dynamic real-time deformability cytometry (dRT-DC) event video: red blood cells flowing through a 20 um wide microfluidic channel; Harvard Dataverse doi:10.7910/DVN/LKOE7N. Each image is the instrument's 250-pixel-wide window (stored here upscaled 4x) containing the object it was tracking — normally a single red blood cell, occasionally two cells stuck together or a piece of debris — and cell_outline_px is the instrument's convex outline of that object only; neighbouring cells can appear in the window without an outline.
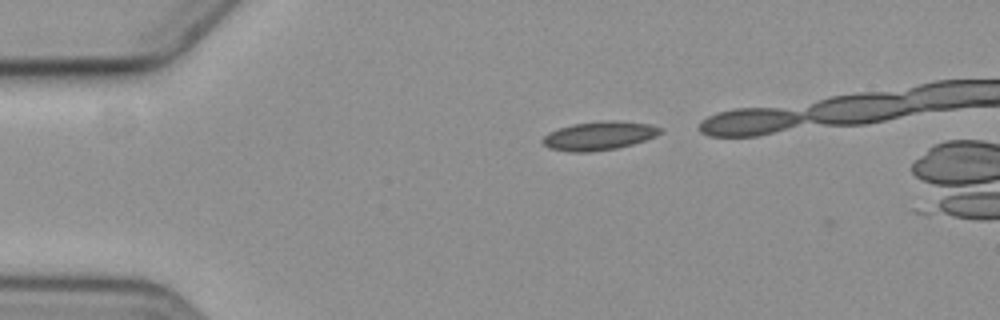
{"species": "common noctule bat (a hibernating species)", "species_latin": "Nyctalus noctula", "temperature_condition": "cold", "stored_images_in_passage": 5, "camera_frame_rate_fps": 3000, "um_per_image_px": 0.085, "animal": {"sex": "female", "body_mass_g": 19.3, "forearm_length_mm": 54.1}, "frame": {"image": 1, "passage_image": 1, "time_ms": 0.0, "image_size_px": [1000, 320], "cell_outline_px": [[664, 132], [656, 136], [632, 144], [616, 148], [592, 152], [568, 152], [548, 148], [540, 140], [548, 132], [572, 124], [604, 120], [616, 120], [652, 124], [664, 128]], "centroid_in_image_um": [50.94, 11.53], "position_along_channel_um": 34.1, "area_um2": 19.94}}